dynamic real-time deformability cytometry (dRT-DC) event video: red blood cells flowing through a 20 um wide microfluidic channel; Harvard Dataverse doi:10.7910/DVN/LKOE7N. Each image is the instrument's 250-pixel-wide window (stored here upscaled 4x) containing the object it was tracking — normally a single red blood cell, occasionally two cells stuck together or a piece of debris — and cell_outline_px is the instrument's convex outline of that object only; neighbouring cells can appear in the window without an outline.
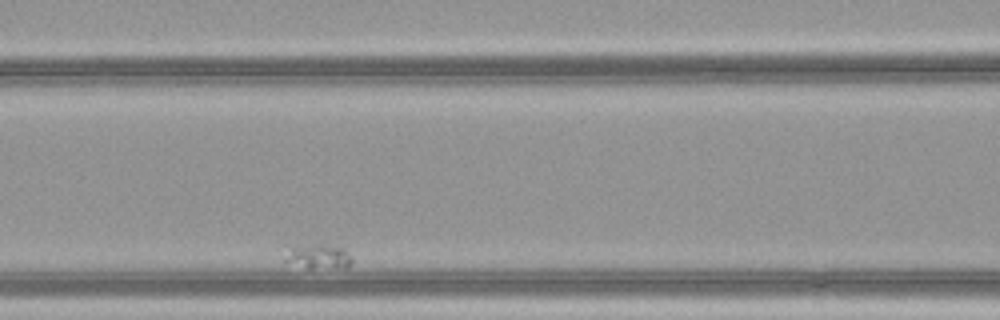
{"species": "common noctule bat (a hibernating species)", "species_latin": "Nyctalus noctula", "temperature_condition": "warm", "stored_images_in_passage": 54, "camera_frame_rate_fps": 3000, "um_per_image_px": 0.085, "animal": {"sex": "female", "body_mass_g": 21.9}, "frame": {"image": 1, "passage_image": 24, "time_ms": 7.667, "image_size_px": [1000, 320], "cell_outline_px": [[352, 260], [348, 268], [308, 268], [284, 260], [284, 244], [328, 244], [344, 248], [352, 256]], "centroid_in_image_um": [26.99, 21.75], "position_along_channel_um": 139.6, "area_um2": 10.29}}
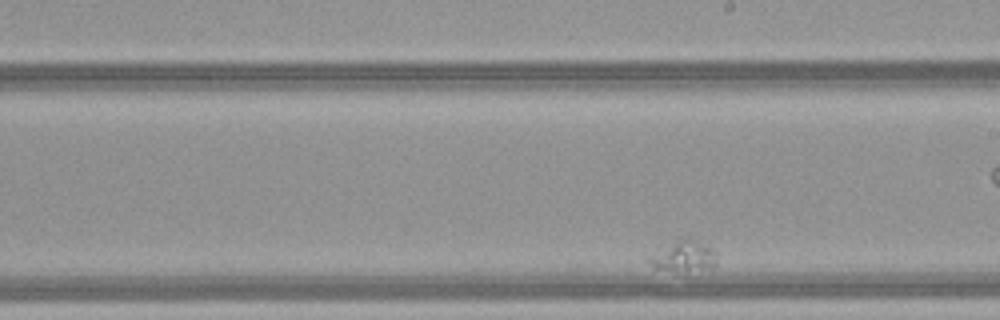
{"frame": {"image": 2, "passage_image": 37, "time_ms": 12.0, "image_size_px": [1000, 320], "cell_outline_px": [[716, 264], [712, 268], [652, 268], [644, 260], [680, 240], [688, 236], [716, 252]], "centroid_in_image_um": [58.14, 21.76], "position_along_channel_um": 230.9, "area_um2": 10.98}}
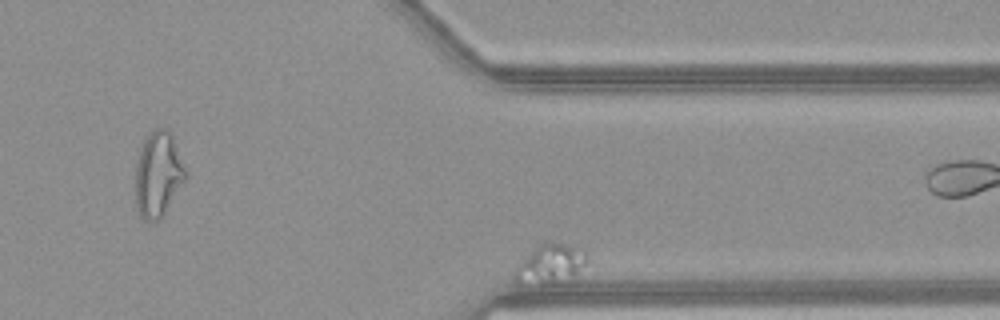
{"frame": {"image": 3, "passage_image": 53, "time_ms": 17.333, "image_size_px": [1000, 320], "cell_outline_px": [[588, 264], [572, 280], [552, 284], [520, 284], [512, 276], [512, 272], [516, 264], [536, 244], [544, 240], [552, 240], [564, 244], [584, 252]], "centroid_in_image_um": [46.72, 22.44], "position_along_channel_um": 364.7, "area_um2": 17.46}}